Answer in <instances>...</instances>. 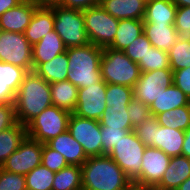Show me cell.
Returning <instances> with one entry per match:
<instances>
[{"mask_svg": "<svg viewBox=\"0 0 190 190\" xmlns=\"http://www.w3.org/2000/svg\"><path fill=\"white\" fill-rule=\"evenodd\" d=\"M143 32V19H121L114 41L109 48L124 51Z\"/></svg>", "mask_w": 190, "mask_h": 190, "instance_id": "26", "label": "cell"}, {"mask_svg": "<svg viewBox=\"0 0 190 190\" xmlns=\"http://www.w3.org/2000/svg\"><path fill=\"white\" fill-rule=\"evenodd\" d=\"M81 170L82 190H131L134 187L109 155L88 157Z\"/></svg>", "mask_w": 190, "mask_h": 190, "instance_id": "1", "label": "cell"}, {"mask_svg": "<svg viewBox=\"0 0 190 190\" xmlns=\"http://www.w3.org/2000/svg\"><path fill=\"white\" fill-rule=\"evenodd\" d=\"M189 177L190 158L183 155L171 157L162 180L154 189L176 190Z\"/></svg>", "mask_w": 190, "mask_h": 190, "instance_id": "18", "label": "cell"}, {"mask_svg": "<svg viewBox=\"0 0 190 190\" xmlns=\"http://www.w3.org/2000/svg\"><path fill=\"white\" fill-rule=\"evenodd\" d=\"M41 164L55 173L68 166L65 157L60 152L50 148L47 144H43Z\"/></svg>", "mask_w": 190, "mask_h": 190, "instance_id": "39", "label": "cell"}, {"mask_svg": "<svg viewBox=\"0 0 190 190\" xmlns=\"http://www.w3.org/2000/svg\"><path fill=\"white\" fill-rule=\"evenodd\" d=\"M32 45L24 33L0 30V62L10 63L33 71Z\"/></svg>", "mask_w": 190, "mask_h": 190, "instance_id": "9", "label": "cell"}, {"mask_svg": "<svg viewBox=\"0 0 190 190\" xmlns=\"http://www.w3.org/2000/svg\"><path fill=\"white\" fill-rule=\"evenodd\" d=\"M53 30V10L47 7H38L33 14L30 24L25 29L24 35L28 42L33 46Z\"/></svg>", "mask_w": 190, "mask_h": 190, "instance_id": "19", "label": "cell"}, {"mask_svg": "<svg viewBox=\"0 0 190 190\" xmlns=\"http://www.w3.org/2000/svg\"><path fill=\"white\" fill-rule=\"evenodd\" d=\"M99 123L115 129H134L128 116V106H106Z\"/></svg>", "mask_w": 190, "mask_h": 190, "instance_id": "32", "label": "cell"}, {"mask_svg": "<svg viewBox=\"0 0 190 190\" xmlns=\"http://www.w3.org/2000/svg\"><path fill=\"white\" fill-rule=\"evenodd\" d=\"M183 141L184 130L160 125L156 128L154 148L162 150L170 157L181 155Z\"/></svg>", "mask_w": 190, "mask_h": 190, "instance_id": "23", "label": "cell"}, {"mask_svg": "<svg viewBox=\"0 0 190 190\" xmlns=\"http://www.w3.org/2000/svg\"><path fill=\"white\" fill-rule=\"evenodd\" d=\"M155 117L160 126L185 131L190 127V103L186 106L157 114Z\"/></svg>", "mask_w": 190, "mask_h": 190, "instance_id": "31", "label": "cell"}, {"mask_svg": "<svg viewBox=\"0 0 190 190\" xmlns=\"http://www.w3.org/2000/svg\"><path fill=\"white\" fill-rule=\"evenodd\" d=\"M42 151L43 144L41 142L26 136L19 148L5 160L1 168L25 176L41 165Z\"/></svg>", "mask_w": 190, "mask_h": 190, "instance_id": "12", "label": "cell"}, {"mask_svg": "<svg viewBox=\"0 0 190 190\" xmlns=\"http://www.w3.org/2000/svg\"><path fill=\"white\" fill-rule=\"evenodd\" d=\"M17 123L15 104H0V132L15 126Z\"/></svg>", "mask_w": 190, "mask_h": 190, "instance_id": "44", "label": "cell"}, {"mask_svg": "<svg viewBox=\"0 0 190 190\" xmlns=\"http://www.w3.org/2000/svg\"><path fill=\"white\" fill-rule=\"evenodd\" d=\"M70 116L69 111L52 105L26 125L27 136L46 144L68 130Z\"/></svg>", "mask_w": 190, "mask_h": 190, "instance_id": "6", "label": "cell"}, {"mask_svg": "<svg viewBox=\"0 0 190 190\" xmlns=\"http://www.w3.org/2000/svg\"><path fill=\"white\" fill-rule=\"evenodd\" d=\"M177 7L190 6V0H171Z\"/></svg>", "mask_w": 190, "mask_h": 190, "instance_id": "50", "label": "cell"}, {"mask_svg": "<svg viewBox=\"0 0 190 190\" xmlns=\"http://www.w3.org/2000/svg\"><path fill=\"white\" fill-rule=\"evenodd\" d=\"M101 0H62L61 5L64 8L84 11L88 8L100 5Z\"/></svg>", "mask_w": 190, "mask_h": 190, "instance_id": "46", "label": "cell"}, {"mask_svg": "<svg viewBox=\"0 0 190 190\" xmlns=\"http://www.w3.org/2000/svg\"><path fill=\"white\" fill-rule=\"evenodd\" d=\"M85 30L90 43L101 47H109L115 38L119 19L114 18L100 5L83 11Z\"/></svg>", "mask_w": 190, "mask_h": 190, "instance_id": "7", "label": "cell"}, {"mask_svg": "<svg viewBox=\"0 0 190 190\" xmlns=\"http://www.w3.org/2000/svg\"><path fill=\"white\" fill-rule=\"evenodd\" d=\"M23 0H0V16L7 10L16 7Z\"/></svg>", "mask_w": 190, "mask_h": 190, "instance_id": "48", "label": "cell"}, {"mask_svg": "<svg viewBox=\"0 0 190 190\" xmlns=\"http://www.w3.org/2000/svg\"><path fill=\"white\" fill-rule=\"evenodd\" d=\"M173 84V71L160 69L141 73L133 87L134 99L150 106L165 89Z\"/></svg>", "mask_w": 190, "mask_h": 190, "instance_id": "13", "label": "cell"}, {"mask_svg": "<svg viewBox=\"0 0 190 190\" xmlns=\"http://www.w3.org/2000/svg\"><path fill=\"white\" fill-rule=\"evenodd\" d=\"M50 148L60 152L68 165L82 166L88 159L82 145L73 138L68 130L46 143Z\"/></svg>", "mask_w": 190, "mask_h": 190, "instance_id": "17", "label": "cell"}, {"mask_svg": "<svg viewBox=\"0 0 190 190\" xmlns=\"http://www.w3.org/2000/svg\"><path fill=\"white\" fill-rule=\"evenodd\" d=\"M152 47L151 42L146 37L143 32L133 43H131L125 50L124 53L127 55L133 62L138 63L145 54Z\"/></svg>", "mask_w": 190, "mask_h": 190, "instance_id": "40", "label": "cell"}, {"mask_svg": "<svg viewBox=\"0 0 190 190\" xmlns=\"http://www.w3.org/2000/svg\"><path fill=\"white\" fill-rule=\"evenodd\" d=\"M52 190H82L81 166L68 165L56 172Z\"/></svg>", "mask_w": 190, "mask_h": 190, "instance_id": "30", "label": "cell"}, {"mask_svg": "<svg viewBox=\"0 0 190 190\" xmlns=\"http://www.w3.org/2000/svg\"><path fill=\"white\" fill-rule=\"evenodd\" d=\"M176 10L171 0H150L146 3L143 23L174 24Z\"/></svg>", "mask_w": 190, "mask_h": 190, "instance_id": "25", "label": "cell"}, {"mask_svg": "<svg viewBox=\"0 0 190 190\" xmlns=\"http://www.w3.org/2000/svg\"><path fill=\"white\" fill-rule=\"evenodd\" d=\"M106 86L101 80L97 84L78 89L76 109L73 114L81 118L97 120L106 109Z\"/></svg>", "mask_w": 190, "mask_h": 190, "instance_id": "14", "label": "cell"}, {"mask_svg": "<svg viewBox=\"0 0 190 190\" xmlns=\"http://www.w3.org/2000/svg\"><path fill=\"white\" fill-rule=\"evenodd\" d=\"M144 33L153 47L168 52L179 38L174 24L144 23Z\"/></svg>", "mask_w": 190, "mask_h": 190, "instance_id": "22", "label": "cell"}, {"mask_svg": "<svg viewBox=\"0 0 190 190\" xmlns=\"http://www.w3.org/2000/svg\"><path fill=\"white\" fill-rule=\"evenodd\" d=\"M50 8L54 13V30L66 48L90 43L85 30L83 11L64 8L60 5Z\"/></svg>", "mask_w": 190, "mask_h": 190, "instance_id": "5", "label": "cell"}, {"mask_svg": "<svg viewBox=\"0 0 190 190\" xmlns=\"http://www.w3.org/2000/svg\"><path fill=\"white\" fill-rule=\"evenodd\" d=\"M143 2H145V3H148L150 0H142Z\"/></svg>", "mask_w": 190, "mask_h": 190, "instance_id": "53", "label": "cell"}, {"mask_svg": "<svg viewBox=\"0 0 190 190\" xmlns=\"http://www.w3.org/2000/svg\"><path fill=\"white\" fill-rule=\"evenodd\" d=\"M0 190H27L25 176L0 167Z\"/></svg>", "mask_w": 190, "mask_h": 190, "instance_id": "41", "label": "cell"}, {"mask_svg": "<svg viewBox=\"0 0 190 190\" xmlns=\"http://www.w3.org/2000/svg\"><path fill=\"white\" fill-rule=\"evenodd\" d=\"M101 75L106 84H116L134 87L138 81L141 70L124 51L109 47L103 48L101 58Z\"/></svg>", "mask_w": 190, "mask_h": 190, "instance_id": "4", "label": "cell"}, {"mask_svg": "<svg viewBox=\"0 0 190 190\" xmlns=\"http://www.w3.org/2000/svg\"><path fill=\"white\" fill-rule=\"evenodd\" d=\"M128 116L134 128L151 116L150 108L142 101L133 99L128 105Z\"/></svg>", "mask_w": 190, "mask_h": 190, "instance_id": "42", "label": "cell"}, {"mask_svg": "<svg viewBox=\"0 0 190 190\" xmlns=\"http://www.w3.org/2000/svg\"><path fill=\"white\" fill-rule=\"evenodd\" d=\"M146 146L130 131L112 148L109 156L133 181L141 172L142 156Z\"/></svg>", "mask_w": 190, "mask_h": 190, "instance_id": "8", "label": "cell"}, {"mask_svg": "<svg viewBox=\"0 0 190 190\" xmlns=\"http://www.w3.org/2000/svg\"><path fill=\"white\" fill-rule=\"evenodd\" d=\"M33 2L37 7H53L61 5L62 0H29Z\"/></svg>", "mask_w": 190, "mask_h": 190, "instance_id": "49", "label": "cell"}, {"mask_svg": "<svg viewBox=\"0 0 190 190\" xmlns=\"http://www.w3.org/2000/svg\"><path fill=\"white\" fill-rule=\"evenodd\" d=\"M158 127L159 123L157 122L156 117L150 116L140 125L134 127L133 131L146 147H154L156 128Z\"/></svg>", "mask_w": 190, "mask_h": 190, "instance_id": "37", "label": "cell"}, {"mask_svg": "<svg viewBox=\"0 0 190 190\" xmlns=\"http://www.w3.org/2000/svg\"><path fill=\"white\" fill-rule=\"evenodd\" d=\"M14 104L18 122L26 126L52 106L50 84L34 71L28 72L16 93Z\"/></svg>", "mask_w": 190, "mask_h": 190, "instance_id": "2", "label": "cell"}, {"mask_svg": "<svg viewBox=\"0 0 190 190\" xmlns=\"http://www.w3.org/2000/svg\"><path fill=\"white\" fill-rule=\"evenodd\" d=\"M173 84L190 100V67L173 71Z\"/></svg>", "mask_w": 190, "mask_h": 190, "instance_id": "45", "label": "cell"}, {"mask_svg": "<svg viewBox=\"0 0 190 190\" xmlns=\"http://www.w3.org/2000/svg\"><path fill=\"white\" fill-rule=\"evenodd\" d=\"M68 56L67 80L79 88L89 87L102 80L101 58L103 48L92 43L66 48Z\"/></svg>", "mask_w": 190, "mask_h": 190, "instance_id": "3", "label": "cell"}, {"mask_svg": "<svg viewBox=\"0 0 190 190\" xmlns=\"http://www.w3.org/2000/svg\"><path fill=\"white\" fill-rule=\"evenodd\" d=\"M133 99L134 95L132 87L107 84L106 106H128Z\"/></svg>", "mask_w": 190, "mask_h": 190, "instance_id": "36", "label": "cell"}, {"mask_svg": "<svg viewBox=\"0 0 190 190\" xmlns=\"http://www.w3.org/2000/svg\"><path fill=\"white\" fill-rule=\"evenodd\" d=\"M174 26L180 38H190V6L177 7Z\"/></svg>", "mask_w": 190, "mask_h": 190, "instance_id": "43", "label": "cell"}, {"mask_svg": "<svg viewBox=\"0 0 190 190\" xmlns=\"http://www.w3.org/2000/svg\"><path fill=\"white\" fill-rule=\"evenodd\" d=\"M26 136V126L19 122L15 126L0 132V167L19 148Z\"/></svg>", "mask_w": 190, "mask_h": 190, "instance_id": "29", "label": "cell"}, {"mask_svg": "<svg viewBox=\"0 0 190 190\" xmlns=\"http://www.w3.org/2000/svg\"><path fill=\"white\" fill-rule=\"evenodd\" d=\"M27 73L22 67L0 62V104L15 102L16 93Z\"/></svg>", "mask_w": 190, "mask_h": 190, "instance_id": "16", "label": "cell"}, {"mask_svg": "<svg viewBox=\"0 0 190 190\" xmlns=\"http://www.w3.org/2000/svg\"><path fill=\"white\" fill-rule=\"evenodd\" d=\"M32 51L34 70L39 64L51 61L58 54L65 52L66 47L60 36L53 30L45 35L38 43L34 44Z\"/></svg>", "mask_w": 190, "mask_h": 190, "instance_id": "20", "label": "cell"}, {"mask_svg": "<svg viewBox=\"0 0 190 190\" xmlns=\"http://www.w3.org/2000/svg\"><path fill=\"white\" fill-rule=\"evenodd\" d=\"M68 131L83 147L87 157L102 155L101 124L71 113Z\"/></svg>", "mask_w": 190, "mask_h": 190, "instance_id": "11", "label": "cell"}, {"mask_svg": "<svg viewBox=\"0 0 190 190\" xmlns=\"http://www.w3.org/2000/svg\"><path fill=\"white\" fill-rule=\"evenodd\" d=\"M181 155L190 158V127L184 131V141Z\"/></svg>", "mask_w": 190, "mask_h": 190, "instance_id": "47", "label": "cell"}, {"mask_svg": "<svg viewBox=\"0 0 190 190\" xmlns=\"http://www.w3.org/2000/svg\"><path fill=\"white\" fill-rule=\"evenodd\" d=\"M38 7L29 0H23L0 16V30L24 33Z\"/></svg>", "mask_w": 190, "mask_h": 190, "instance_id": "15", "label": "cell"}, {"mask_svg": "<svg viewBox=\"0 0 190 190\" xmlns=\"http://www.w3.org/2000/svg\"><path fill=\"white\" fill-rule=\"evenodd\" d=\"M176 190H190V177L181 183Z\"/></svg>", "mask_w": 190, "mask_h": 190, "instance_id": "51", "label": "cell"}, {"mask_svg": "<svg viewBox=\"0 0 190 190\" xmlns=\"http://www.w3.org/2000/svg\"><path fill=\"white\" fill-rule=\"evenodd\" d=\"M190 103L188 97L174 84L162 89L157 99L149 106L151 116L170 111Z\"/></svg>", "mask_w": 190, "mask_h": 190, "instance_id": "24", "label": "cell"}, {"mask_svg": "<svg viewBox=\"0 0 190 190\" xmlns=\"http://www.w3.org/2000/svg\"><path fill=\"white\" fill-rule=\"evenodd\" d=\"M141 73L160 69H171L168 52L151 47L138 63Z\"/></svg>", "mask_w": 190, "mask_h": 190, "instance_id": "35", "label": "cell"}, {"mask_svg": "<svg viewBox=\"0 0 190 190\" xmlns=\"http://www.w3.org/2000/svg\"><path fill=\"white\" fill-rule=\"evenodd\" d=\"M100 6L116 19H144L146 3L142 0H101Z\"/></svg>", "mask_w": 190, "mask_h": 190, "instance_id": "21", "label": "cell"}, {"mask_svg": "<svg viewBox=\"0 0 190 190\" xmlns=\"http://www.w3.org/2000/svg\"><path fill=\"white\" fill-rule=\"evenodd\" d=\"M52 105L73 113L76 109L78 88L70 81L54 82L50 84Z\"/></svg>", "mask_w": 190, "mask_h": 190, "instance_id": "28", "label": "cell"}, {"mask_svg": "<svg viewBox=\"0 0 190 190\" xmlns=\"http://www.w3.org/2000/svg\"><path fill=\"white\" fill-rule=\"evenodd\" d=\"M134 129H115L101 126L102 155H108L112 148Z\"/></svg>", "mask_w": 190, "mask_h": 190, "instance_id": "38", "label": "cell"}, {"mask_svg": "<svg viewBox=\"0 0 190 190\" xmlns=\"http://www.w3.org/2000/svg\"><path fill=\"white\" fill-rule=\"evenodd\" d=\"M68 65V56L65 51L58 54L51 61L39 64L33 71L51 84L67 80Z\"/></svg>", "mask_w": 190, "mask_h": 190, "instance_id": "27", "label": "cell"}, {"mask_svg": "<svg viewBox=\"0 0 190 190\" xmlns=\"http://www.w3.org/2000/svg\"><path fill=\"white\" fill-rule=\"evenodd\" d=\"M131 190H152V189H140V188L133 187Z\"/></svg>", "mask_w": 190, "mask_h": 190, "instance_id": "52", "label": "cell"}, {"mask_svg": "<svg viewBox=\"0 0 190 190\" xmlns=\"http://www.w3.org/2000/svg\"><path fill=\"white\" fill-rule=\"evenodd\" d=\"M170 156L154 147H146L142 156L141 172L132 181L134 187L153 189L163 178L168 168Z\"/></svg>", "mask_w": 190, "mask_h": 190, "instance_id": "10", "label": "cell"}, {"mask_svg": "<svg viewBox=\"0 0 190 190\" xmlns=\"http://www.w3.org/2000/svg\"><path fill=\"white\" fill-rule=\"evenodd\" d=\"M55 172L42 164L25 175L27 190H52Z\"/></svg>", "mask_w": 190, "mask_h": 190, "instance_id": "34", "label": "cell"}, {"mask_svg": "<svg viewBox=\"0 0 190 190\" xmlns=\"http://www.w3.org/2000/svg\"><path fill=\"white\" fill-rule=\"evenodd\" d=\"M170 68L177 71L190 67V38H178L168 51Z\"/></svg>", "mask_w": 190, "mask_h": 190, "instance_id": "33", "label": "cell"}]
</instances>
